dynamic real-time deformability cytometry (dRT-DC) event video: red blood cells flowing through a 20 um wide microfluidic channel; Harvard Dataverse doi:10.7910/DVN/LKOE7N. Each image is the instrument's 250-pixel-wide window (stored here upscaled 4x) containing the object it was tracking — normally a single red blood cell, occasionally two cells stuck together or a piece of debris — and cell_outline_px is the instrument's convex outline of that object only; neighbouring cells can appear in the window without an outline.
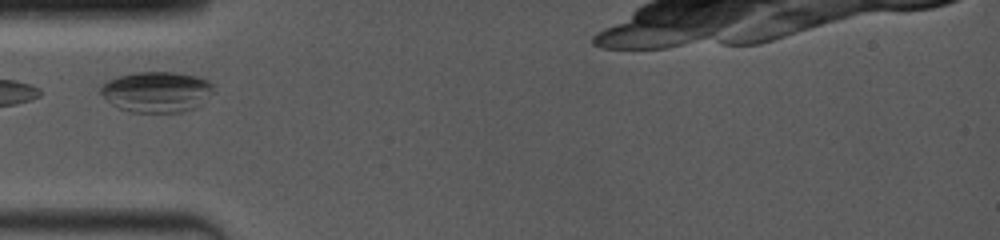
{"species": "common noctule bat (a hibernating species)", "species_latin": "Nyctalus noctula", "temperature_condition": "room temperature", "stored_images_in_passage": 12, "camera_frame_rate_fps": 4000, "um_per_image_px": 0.085, "animal": {"sex": "female", "body_mass_g": 19.0, "forearm_length_mm": 53.3}, "frame": {"image": 1, "passage_image": 1, "time_ms": 0.0, "image_size_px": [1000, 240], "cell_outline_px": [[212, 92], [200, 104], [192, 108], [180, 112], [128, 112], [116, 108], [100, 92], [100, 88], [108, 80], [120, 76], [136, 72], [176, 72], [196, 76], [208, 80], [212, 84]], "centroid_in_image_um": [13.29, 7.81], "position_along_channel_um": 71.7, "area_um2": 26.53}}